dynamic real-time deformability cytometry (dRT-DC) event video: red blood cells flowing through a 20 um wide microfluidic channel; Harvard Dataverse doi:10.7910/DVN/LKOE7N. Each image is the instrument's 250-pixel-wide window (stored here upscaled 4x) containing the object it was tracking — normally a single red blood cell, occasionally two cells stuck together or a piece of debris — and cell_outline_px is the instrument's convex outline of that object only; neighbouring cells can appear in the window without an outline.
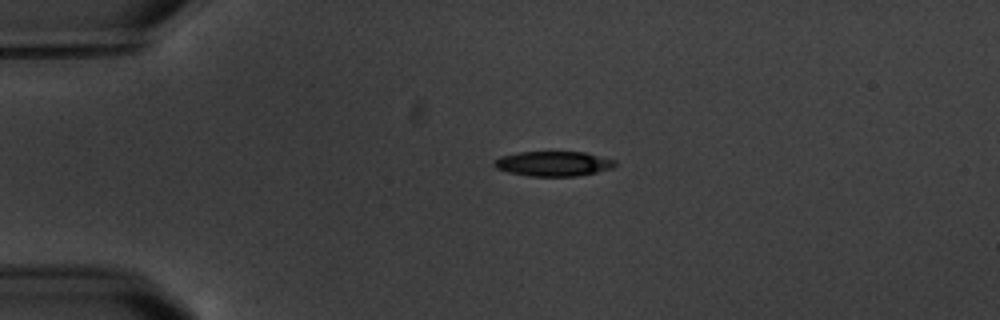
{"species": "common noctule bat (a hibernating species)", "species_latin": "Nyctalus noctula", "temperature_condition": "warm", "stored_images_in_passage": 2, "camera_frame_rate_fps": 3000, "um_per_image_px": 0.085, "animal": {"sex": "male", "body_mass_g": 20.1, "forearm_length_mm": 53.5}, "frame": {"image": 1, "passage_image": 1, "time_ms": 0.0, "image_size_px": [1000, 320], "cell_outline_px": [[616, 164], [612, 168], [596, 172], [576, 176], [528, 176], [508, 172], [496, 168], [492, 164], [492, 160], [500, 156], [520, 152], [584, 152], [616, 160]], "centroid_in_image_um": [46.99, 13.91], "position_along_channel_um": 38.0, "area_um2": 17.57}}